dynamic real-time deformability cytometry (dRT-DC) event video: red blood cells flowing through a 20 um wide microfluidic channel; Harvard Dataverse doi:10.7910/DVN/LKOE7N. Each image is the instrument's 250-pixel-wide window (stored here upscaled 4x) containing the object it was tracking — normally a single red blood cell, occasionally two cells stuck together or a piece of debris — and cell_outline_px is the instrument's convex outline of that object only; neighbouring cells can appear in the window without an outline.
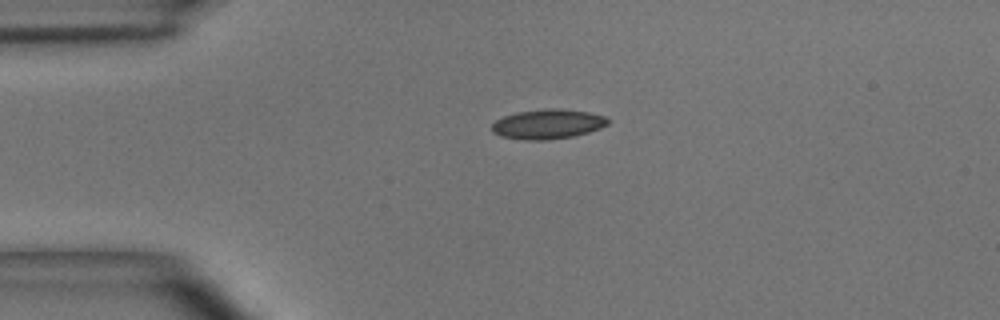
{"species": "common noctule bat (a hibernating species)", "species_latin": "Nyctalus noctula", "temperature_condition": "room temperature", "stored_images_in_passage": 2, "camera_frame_rate_fps": 3000, "um_per_image_px": 0.085, "animal": {"sex": "male", "body_mass_g": 15.6}, "frame": {"image": 1, "passage_image": 1, "time_ms": 0.0, "image_size_px": [1000, 320], "cell_outline_px": [[608, 124], [600, 128], [588, 132], [572, 136], [544, 140], [524, 140], [500, 136], [492, 132], [492, 124], [496, 120], [504, 116], [516, 112], [544, 108], [560, 108], [588, 112], [604, 116], [608, 120]], "centroid_in_image_um": [46.53, 10.54], "position_along_channel_um": 38.5, "area_um2": 20.06}}